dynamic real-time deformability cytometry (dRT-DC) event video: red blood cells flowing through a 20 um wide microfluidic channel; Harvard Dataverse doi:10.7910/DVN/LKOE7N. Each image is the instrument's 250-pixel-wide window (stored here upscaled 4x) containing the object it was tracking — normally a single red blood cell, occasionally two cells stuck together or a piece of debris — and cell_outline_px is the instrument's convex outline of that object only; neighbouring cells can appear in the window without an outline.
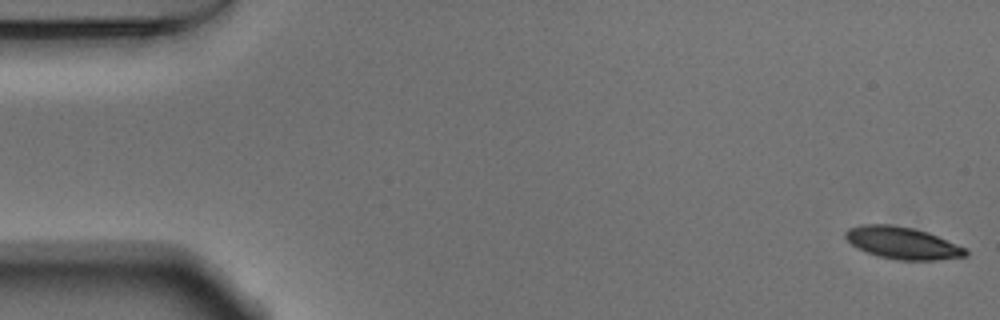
{"species": "Egyptian fruit bat (a non-hibernating species)", "species_latin": "Rousettus aegyptiacus", "temperature_condition": "warm", "stored_images_in_passage": 54, "camera_frame_rate_fps": 3000, "um_per_image_px": 0.085, "animal": {"sex": "male"}, "frame": {"image": 1, "passage_image": 1, "time_ms": 0.0, "image_size_px": [1000, 320], "cell_outline_px": [[968, 256], [936, 260], [896, 260], [876, 256], [856, 248], [844, 236], [844, 232], [848, 228], [860, 224], [888, 224], [912, 228], [928, 232], [964, 248], [968, 252]], "centroid_in_image_um": [76.65, 20.65], "position_along_channel_um": 8.3, "area_um2": 22.48}}
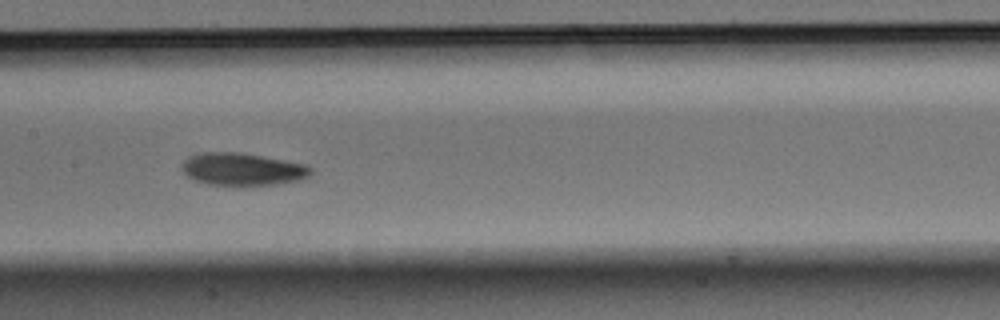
{"frame": {"image": 2, "passage_image": 26, "time_ms": 8.333, "image_size_px": [1000, 320], "cell_outline_px": [[312, 172], [308, 176], [300, 180], [276, 184], [244, 188], [236, 188], [208, 184], [196, 180], [188, 176], [180, 168], [180, 164], [184, 160], [192, 156], [204, 152], [240, 152], [308, 164], [312, 168]], "centroid_in_image_um": [20.63, 14.42], "position_along_channel_um": 186.8, "area_um2": 25.26}}
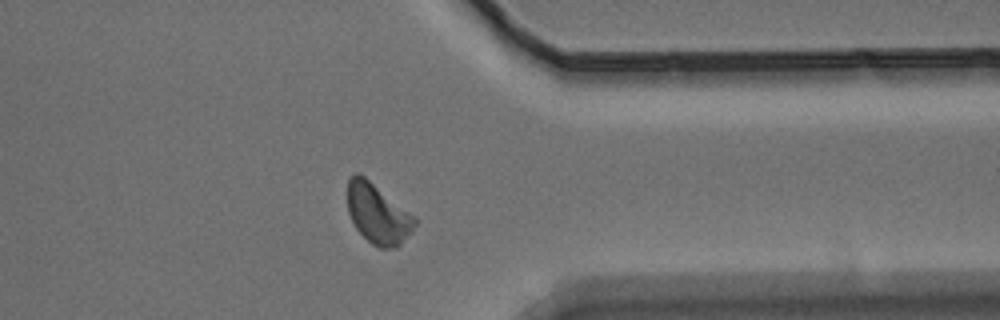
{"frame": {"image": 3, "passage_image": 42, "time_ms": 13.667, "image_size_px": [1000, 320], "cell_outline_px": [[416, 224], [412, 232], [400, 244], [388, 248], [380, 248], [372, 244], [356, 228], [348, 212], [348, 180], [356, 172], [360, 172], [412, 216], [416, 220]], "centroid_in_image_um": [32.08, 18.17], "position_along_channel_um": 379.3, "area_um2": 22.77}, "authors_computed_cell_mechanics": {"area_um2": 23.1778, "velocity_mm_per_s": 3.7593, "shape_relaxation_time_tau1_ms": 2.7493, "shape_relaxation_time_tau2_ms": 7.4384, "deformation_change_tau1": 0.1181, "deformation_change_tau2": 0.1235}}